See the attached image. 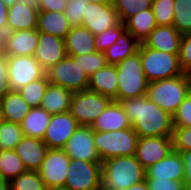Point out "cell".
<instances>
[{
  "mask_svg": "<svg viewBox=\"0 0 191 190\" xmlns=\"http://www.w3.org/2000/svg\"><path fill=\"white\" fill-rule=\"evenodd\" d=\"M139 137L173 135V117L147 96L119 101Z\"/></svg>",
  "mask_w": 191,
  "mask_h": 190,
  "instance_id": "6da1fadb",
  "label": "cell"
},
{
  "mask_svg": "<svg viewBox=\"0 0 191 190\" xmlns=\"http://www.w3.org/2000/svg\"><path fill=\"white\" fill-rule=\"evenodd\" d=\"M145 178V169L135 156L113 157L102 162L103 190H125Z\"/></svg>",
  "mask_w": 191,
  "mask_h": 190,
  "instance_id": "7a4b0ae2",
  "label": "cell"
},
{
  "mask_svg": "<svg viewBox=\"0 0 191 190\" xmlns=\"http://www.w3.org/2000/svg\"><path fill=\"white\" fill-rule=\"evenodd\" d=\"M190 92L187 74L148 83L146 96L161 109L173 116Z\"/></svg>",
  "mask_w": 191,
  "mask_h": 190,
  "instance_id": "3957f363",
  "label": "cell"
},
{
  "mask_svg": "<svg viewBox=\"0 0 191 190\" xmlns=\"http://www.w3.org/2000/svg\"><path fill=\"white\" fill-rule=\"evenodd\" d=\"M118 73L117 102L146 95L148 81L138 52L116 64Z\"/></svg>",
  "mask_w": 191,
  "mask_h": 190,
  "instance_id": "277c9868",
  "label": "cell"
},
{
  "mask_svg": "<svg viewBox=\"0 0 191 190\" xmlns=\"http://www.w3.org/2000/svg\"><path fill=\"white\" fill-rule=\"evenodd\" d=\"M139 136L133 127L109 131H93V140L101 162L119 156H134Z\"/></svg>",
  "mask_w": 191,
  "mask_h": 190,
  "instance_id": "5b68a950",
  "label": "cell"
},
{
  "mask_svg": "<svg viewBox=\"0 0 191 190\" xmlns=\"http://www.w3.org/2000/svg\"><path fill=\"white\" fill-rule=\"evenodd\" d=\"M139 55L148 82L177 77L184 73L179 64L178 54L158 51L140 43Z\"/></svg>",
  "mask_w": 191,
  "mask_h": 190,
  "instance_id": "8992f818",
  "label": "cell"
},
{
  "mask_svg": "<svg viewBox=\"0 0 191 190\" xmlns=\"http://www.w3.org/2000/svg\"><path fill=\"white\" fill-rule=\"evenodd\" d=\"M102 162L71 159L64 190H101Z\"/></svg>",
  "mask_w": 191,
  "mask_h": 190,
  "instance_id": "52a82bcc",
  "label": "cell"
},
{
  "mask_svg": "<svg viewBox=\"0 0 191 190\" xmlns=\"http://www.w3.org/2000/svg\"><path fill=\"white\" fill-rule=\"evenodd\" d=\"M112 101L111 98L88 89L75 92L70 113L79 125L91 126Z\"/></svg>",
  "mask_w": 191,
  "mask_h": 190,
  "instance_id": "ba28073f",
  "label": "cell"
},
{
  "mask_svg": "<svg viewBox=\"0 0 191 190\" xmlns=\"http://www.w3.org/2000/svg\"><path fill=\"white\" fill-rule=\"evenodd\" d=\"M49 83L68 90L80 92L88 89L89 77L73 56H66L46 71Z\"/></svg>",
  "mask_w": 191,
  "mask_h": 190,
  "instance_id": "9c48e42d",
  "label": "cell"
},
{
  "mask_svg": "<svg viewBox=\"0 0 191 190\" xmlns=\"http://www.w3.org/2000/svg\"><path fill=\"white\" fill-rule=\"evenodd\" d=\"M46 75V71L34 56H8V78L13 91Z\"/></svg>",
  "mask_w": 191,
  "mask_h": 190,
  "instance_id": "30bf717a",
  "label": "cell"
},
{
  "mask_svg": "<svg viewBox=\"0 0 191 190\" xmlns=\"http://www.w3.org/2000/svg\"><path fill=\"white\" fill-rule=\"evenodd\" d=\"M71 162L64 149H49L38 173L48 190L64 189L67 169Z\"/></svg>",
  "mask_w": 191,
  "mask_h": 190,
  "instance_id": "8fae6325",
  "label": "cell"
},
{
  "mask_svg": "<svg viewBox=\"0 0 191 190\" xmlns=\"http://www.w3.org/2000/svg\"><path fill=\"white\" fill-rule=\"evenodd\" d=\"M79 126L70 111L53 114L42 140L49 149H63Z\"/></svg>",
  "mask_w": 191,
  "mask_h": 190,
  "instance_id": "7c38bea8",
  "label": "cell"
},
{
  "mask_svg": "<svg viewBox=\"0 0 191 190\" xmlns=\"http://www.w3.org/2000/svg\"><path fill=\"white\" fill-rule=\"evenodd\" d=\"M173 150L172 137H139L135 158L144 169L165 158Z\"/></svg>",
  "mask_w": 191,
  "mask_h": 190,
  "instance_id": "4fadbf2b",
  "label": "cell"
},
{
  "mask_svg": "<svg viewBox=\"0 0 191 190\" xmlns=\"http://www.w3.org/2000/svg\"><path fill=\"white\" fill-rule=\"evenodd\" d=\"M65 153L70 159H79L88 162H101L93 140L91 126L80 125L69 138L65 147Z\"/></svg>",
  "mask_w": 191,
  "mask_h": 190,
  "instance_id": "5bb4252c",
  "label": "cell"
},
{
  "mask_svg": "<svg viewBox=\"0 0 191 190\" xmlns=\"http://www.w3.org/2000/svg\"><path fill=\"white\" fill-rule=\"evenodd\" d=\"M37 29L7 32L2 36L1 49L8 56H34L38 46Z\"/></svg>",
  "mask_w": 191,
  "mask_h": 190,
  "instance_id": "9a60e30c",
  "label": "cell"
},
{
  "mask_svg": "<svg viewBox=\"0 0 191 190\" xmlns=\"http://www.w3.org/2000/svg\"><path fill=\"white\" fill-rule=\"evenodd\" d=\"M67 56L65 39L39 32L38 46L34 58L47 71Z\"/></svg>",
  "mask_w": 191,
  "mask_h": 190,
  "instance_id": "2e32d148",
  "label": "cell"
},
{
  "mask_svg": "<svg viewBox=\"0 0 191 190\" xmlns=\"http://www.w3.org/2000/svg\"><path fill=\"white\" fill-rule=\"evenodd\" d=\"M118 22L119 18L113 4L89 3L84 13L82 26L97 35Z\"/></svg>",
  "mask_w": 191,
  "mask_h": 190,
  "instance_id": "e0dca14e",
  "label": "cell"
},
{
  "mask_svg": "<svg viewBox=\"0 0 191 190\" xmlns=\"http://www.w3.org/2000/svg\"><path fill=\"white\" fill-rule=\"evenodd\" d=\"M39 9L36 1L17 2L8 8L7 32L37 29Z\"/></svg>",
  "mask_w": 191,
  "mask_h": 190,
  "instance_id": "ac0fdd59",
  "label": "cell"
},
{
  "mask_svg": "<svg viewBox=\"0 0 191 190\" xmlns=\"http://www.w3.org/2000/svg\"><path fill=\"white\" fill-rule=\"evenodd\" d=\"M48 150L42 139L29 136H23L14 148L27 171H38Z\"/></svg>",
  "mask_w": 191,
  "mask_h": 190,
  "instance_id": "d6986e66",
  "label": "cell"
},
{
  "mask_svg": "<svg viewBox=\"0 0 191 190\" xmlns=\"http://www.w3.org/2000/svg\"><path fill=\"white\" fill-rule=\"evenodd\" d=\"M145 179L183 181L184 164L180 152L172 150L165 158L145 169Z\"/></svg>",
  "mask_w": 191,
  "mask_h": 190,
  "instance_id": "ffe728a7",
  "label": "cell"
},
{
  "mask_svg": "<svg viewBox=\"0 0 191 190\" xmlns=\"http://www.w3.org/2000/svg\"><path fill=\"white\" fill-rule=\"evenodd\" d=\"M182 34L173 25L157 26L143 42L148 47L169 54H179Z\"/></svg>",
  "mask_w": 191,
  "mask_h": 190,
  "instance_id": "44dd1931",
  "label": "cell"
},
{
  "mask_svg": "<svg viewBox=\"0 0 191 190\" xmlns=\"http://www.w3.org/2000/svg\"><path fill=\"white\" fill-rule=\"evenodd\" d=\"M132 127L120 102L112 101L93 122L91 128L97 132H109Z\"/></svg>",
  "mask_w": 191,
  "mask_h": 190,
  "instance_id": "7402d4cb",
  "label": "cell"
},
{
  "mask_svg": "<svg viewBox=\"0 0 191 190\" xmlns=\"http://www.w3.org/2000/svg\"><path fill=\"white\" fill-rule=\"evenodd\" d=\"M88 90L117 101L118 73L116 65L106 64L103 68L94 72L89 77Z\"/></svg>",
  "mask_w": 191,
  "mask_h": 190,
  "instance_id": "603a6c76",
  "label": "cell"
},
{
  "mask_svg": "<svg viewBox=\"0 0 191 190\" xmlns=\"http://www.w3.org/2000/svg\"><path fill=\"white\" fill-rule=\"evenodd\" d=\"M68 56H79L94 53L96 49L95 35L82 25L73 26L65 38Z\"/></svg>",
  "mask_w": 191,
  "mask_h": 190,
  "instance_id": "cb8c5ba5",
  "label": "cell"
},
{
  "mask_svg": "<svg viewBox=\"0 0 191 190\" xmlns=\"http://www.w3.org/2000/svg\"><path fill=\"white\" fill-rule=\"evenodd\" d=\"M73 95V91L49 83L40 107L51 115L70 111Z\"/></svg>",
  "mask_w": 191,
  "mask_h": 190,
  "instance_id": "d4e9b609",
  "label": "cell"
},
{
  "mask_svg": "<svg viewBox=\"0 0 191 190\" xmlns=\"http://www.w3.org/2000/svg\"><path fill=\"white\" fill-rule=\"evenodd\" d=\"M71 27L64 12L39 11L38 13L37 30L39 32L65 39Z\"/></svg>",
  "mask_w": 191,
  "mask_h": 190,
  "instance_id": "484cf974",
  "label": "cell"
},
{
  "mask_svg": "<svg viewBox=\"0 0 191 190\" xmlns=\"http://www.w3.org/2000/svg\"><path fill=\"white\" fill-rule=\"evenodd\" d=\"M139 46L140 42L125 29L117 41L104 52L107 64L116 65L138 52Z\"/></svg>",
  "mask_w": 191,
  "mask_h": 190,
  "instance_id": "4316f807",
  "label": "cell"
},
{
  "mask_svg": "<svg viewBox=\"0 0 191 190\" xmlns=\"http://www.w3.org/2000/svg\"><path fill=\"white\" fill-rule=\"evenodd\" d=\"M3 119L20 124L31 107L18 91L11 90L1 100Z\"/></svg>",
  "mask_w": 191,
  "mask_h": 190,
  "instance_id": "83f0119b",
  "label": "cell"
},
{
  "mask_svg": "<svg viewBox=\"0 0 191 190\" xmlns=\"http://www.w3.org/2000/svg\"><path fill=\"white\" fill-rule=\"evenodd\" d=\"M124 24L125 29L140 43H143L150 33L157 27L152 8L136 13Z\"/></svg>",
  "mask_w": 191,
  "mask_h": 190,
  "instance_id": "f1b7e54d",
  "label": "cell"
},
{
  "mask_svg": "<svg viewBox=\"0 0 191 190\" xmlns=\"http://www.w3.org/2000/svg\"><path fill=\"white\" fill-rule=\"evenodd\" d=\"M51 114L43 108H31L20 123L24 136L43 139Z\"/></svg>",
  "mask_w": 191,
  "mask_h": 190,
  "instance_id": "f546056e",
  "label": "cell"
},
{
  "mask_svg": "<svg viewBox=\"0 0 191 190\" xmlns=\"http://www.w3.org/2000/svg\"><path fill=\"white\" fill-rule=\"evenodd\" d=\"M27 170L14 150H0V177L5 181L15 179Z\"/></svg>",
  "mask_w": 191,
  "mask_h": 190,
  "instance_id": "4dcf8cb0",
  "label": "cell"
},
{
  "mask_svg": "<svg viewBox=\"0 0 191 190\" xmlns=\"http://www.w3.org/2000/svg\"><path fill=\"white\" fill-rule=\"evenodd\" d=\"M48 85L49 80L47 75H45L44 77L23 86L18 92L31 108H39L42 104L43 96Z\"/></svg>",
  "mask_w": 191,
  "mask_h": 190,
  "instance_id": "1f68e13d",
  "label": "cell"
},
{
  "mask_svg": "<svg viewBox=\"0 0 191 190\" xmlns=\"http://www.w3.org/2000/svg\"><path fill=\"white\" fill-rule=\"evenodd\" d=\"M153 0H114L113 6L119 21L125 23L130 17L140 11L150 9Z\"/></svg>",
  "mask_w": 191,
  "mask_h": 190,
  "instance_id": "d6a6232c",
  "label": "cell"
},
{
  "mask_svg": "<svg viewBox=\"0 0 191 190\" xmlns=\"http://www.w3.org/2000/svg\"><path fill=\"white\" fill-rule=\"evenodd\" d=\"M173 26L181 34L191 33V0H174Z\"/></svg>",
  "mask_w": 191,
  "mask_h": 190,
  "instance_id": "836d02e7",
  "label": "cell"
},
{
  "mask_svg": "<svg viewBox=\"0 0 191 190\" xmlns=\"http://www.w3.org/2000/svg\"><path fill=\"white\" fill-rule=\"evenodd\" d=\"M23 136L20 124L4 120L0 125V150H14Z\"/></svg>",
  "mask_w": 191,
  "mask_h": 190,
  "instance_id": "e575fe53",
  "label": "cell"
},
{
  "mask_svg": "<svg viewBox=\"0 0 191 190\" xmlns=\"http://www.w3.org/2000/svg\"><path fill=\"white\" fill-rule=\"evenodd\" d=\"M10 190H48L38 171H26L10 182Z\"/></svg>",
  "mask_w": 191,
  "mask_h": 190,
  "instance_id": "d590c367",
  "label": "cell"
},
{
  "mask_svg": "<svg viewBox=\"0 0 191 190\" xmlns=\"http://www.w3.org/2000/svg\"><path fill=\"white\" fill-rule=\"evenodd\" d=\"M151 8L157 26L173 25L174 0H153Z\"/></svg>",
  "mask_w": 191,
  "mask_h": 190,
  "instance_id": "8d00e7d4",
  "label": "cell"
},
{
  "mask_svg": "<svg viewBox=\"0 0 191 190\" xmlns=\"http://www.w3.org/2000/svg\"><path fill=\"white\" fill-rule=\"evenodd\" d=\"M73 57L88 77L107 64L105 54L99 51Z\"/></svg>",
  "mask_w": 191,
  "mask_h": 190,
  "instance_id": "74e56055",
  "label": "cell"
},
{
  "mask_svg": "<svg viewBox=\"0 0 191 190\" xmlns=\"http://www.w3.org/2000/svg\"><path fill=\"white\" fill-rule=\"evenodd\" d=\"M125 30V24L119 21L115 26L95 35L96 49L99 52H105L111 45H113L120 34Z\"/></svg>",
  "mask_w": 191,
  "mask_h": 190,
  "instance_id": "f35d334b",
  "label": "cell"
},
{
  "mask_svg": "<svg viewBox=\"0 0 191 190\" xmlns=\"http://www.w3.org/2000/svg\"><path fill=\"white\" fill-rule=\"evenodd\" d=\"M88 4L87 0H67L64 14L72 27L82 25Z\"/></svg>",
  "mask_w": 191,
  "mask_h": 190,
  "instance_id": "ab89813d",
  "label": "cell"
},
{
  "mask_svg": "<svg viewBox=\"0 0 191 190\" xmlns=\"http://www.w3.org/2000/svg\"><path fill=\"white\" fill-rule=\"evenodd\" d=\"M172 141L177 152L191 150V127L174 126Z\"/></svg>",
  "mask_w": 191,
  "mask_h": 190,
  "instance_id": "60d3db41",
  "label": "cell"
},
{
  "mask_svg": "<svg viewBox=\"0 0 191 190\" xmlns=\"http://www.w3.org/2000/svg\"><path fill=\"white\" fill-rule=\"evenodd\" d=\"M172 117L173 126L191 127V91Z\"/></svg>",
  "mask_w": 191,
  "mask_h": 190,
  "instance_id": "b9f144b4",
  "label": "cell"
},
{
  "mask_svg": "<svg viewBox=\"0 0 191 190\" xmlns=\"http://www.w3.org/2000/svg\"><path fill=\"white\" fill-rule=\"evenodd\" d=\"M178 57L180 67L186 73L191 68V33L182 34Z\"/></svg>",
  "mask_w": 191,
  "mask_h": 190,
  "instance_id": "7bdbcfd3",
  "label": "cell"
},
{
  "mask_svg": "<svg viewBox=\"0 0 191 190\" xmlns=\"http://www.w3.org/2000/svg\"><path fill=\"white\" fill-rule=\"evenodd\" d=\"M149 190H188L184 181L169 179H145Z\"/></svg>",
  "mask_w": 191,
  "mask_h": 190,
  "instance_id": "ee69618b",
  "label": "cell"
},
{
  "mask_svg": "<svg viewBox=\"0 0 191 190\" xmlns=\"http://www.w3.org/2000/svg\"><path fill=\"white\" fill-rule=\"evenodd\" d=\"M11 91L8 78V55L0 49V100Z\"/></svg>",
  "mask_w": 191,
  "mask_h": 190,
  "instance_id": "f6af8a7d",
  "label": "cell"
},
{
  "mask_svg": "<svg viewBox=\"0 0 191 190\" xmlns=\"http://www.w3.org/2000/svg\"><path fill=\"white\" fill-rule=\"evenodd\" d=\"M67 0H37L39 11H59L64 12Z\"/></svg>",
  "mask_w": 191,
  "mask_h": 190,
  "instance_id": "bcb514c9",
  "label": "cell"
},
{
  "mask_svg": "<svg viewBox=\"0 0 191 190\" xmlns=\"http://www.w3.org/2000/svg\"><path fill=\"white\" fill-rule=\"evenodd\" d=\"M184 164V183L187 188L191 186V150L180 152Z\"/></svg>",
  "mask_w": 191,
  "mask_h": 190,
  "instance_id": "7dc6e473",
  "label": "cell"
},
{
  "mask_svg": "<svg viewBox=\"0 0 191 190\" xmlns=\"http://www.w3.org/2000/svg\"><path fill=\"white\" fill-rule=\"evenodd\" d=\"M7 15L8 7L0 0V35L3 36L7 33Z\"/></svg>",
  "mask_w": 191,
  "mask_h": 190,
  "instance_id": "c3c4849f",
  "label": "cell"
},
{
  "mask_svg": "<svg viewBox=\"0 0 191 190\" xmlns=\"http://www.w3.org/2000/svg\"><path fill=\"white\" fill-rule=\"evenodd\" d=\"M125 190H149V188H148L146 181L144 180L138 184L132 185L131 187H129Z\"/></svg>",
  "mask_w": 191,
  "mask_h": 190,
  "instance_id": "681fc988",
  "label": "cell"
},
{
  "mask_svg": "<svg viewBox=\"0 0 191 190\" xmlns=\"http://www.w3.org/2000/svg\"><path fill=\"white\" fill-rule=\"evenodd\" d=\"M0 190H10L9 181H5L3 179H0Z\"/></svg>",
  "mask_w": 191,
  "mask_h": 190,
  "instance_id": "f907efd6",
  "label": "cell"
},
{
  "mask_svg": "<svg viewBox=\"0 0 191 190\" xmlns=\"http://www.w3.org/2000/svg\"><path fill=\"white\" fill-rule=\"evenodd\" d=\"M89 3L113 4L114 0H87Z\"/></svg>",
  "mask_w": 191,
  "mask_h": 190,
  "instance_id": "816d5d0a",
  "label": "cell"
},
{
  "mask_svg": "<svg viewBox=\"0 0 191 190\" xmlns=\"http://www.w3.org/2000/svg\"><path fill=\"white\" fill-rule=\"evenodd\" d=\"M5 5L9 8L11 7L12 5H14L15 3L17 2H22V1H25V0H2Z\"/></svg>",
  "mask_w": 191,
  "mask_h": 190,
  "instance_id": "f5cc1de1",
  "label": "cell"
},
{
  "mask_svg": "<svg viewBox=\"0 0 191 190\" xmlns=\"http://www.w3.org/2000/svg\"><path fill=\"white\" fill-rule=\"evenodd\" d=\"M3 121H4V119H3V114H2V108L0 105V125L2 124Z\"/></svg>",
  "mask_w": 191,
  "mask_h": 190,
  "instance_id": "db71d44e",
  "label": "cell"
},
{
  "mask_svg": "<svg viewBox=\"0 0 191 190\" xmlns=\"http://www.w3.org/2000/svg\"><path fill=\"white\" fill-rule=\"evenodd\" d=\"M188 79H191V68L186 72Z\"/></svg>",
  "mask_w": 191,
  "mask_h": 190,
  "instance_id": "11a10c76",
  "label": "cell"
},
{
  "mask_svg": "<svg viewBox=\"0 0 191 190\" xmlns=\"http://www.w3.org/2000/svg\"><path fill=\"white\" fill-rule=\"evenodd\" d=\"M1 40H2V36L0 35V49H1Z\"/></svg>",
  "mask_w": 191,
  "mask_h": 190,
  "instance_id": "9f6ffc18",
  "label": "cell"
}]
</instances>
